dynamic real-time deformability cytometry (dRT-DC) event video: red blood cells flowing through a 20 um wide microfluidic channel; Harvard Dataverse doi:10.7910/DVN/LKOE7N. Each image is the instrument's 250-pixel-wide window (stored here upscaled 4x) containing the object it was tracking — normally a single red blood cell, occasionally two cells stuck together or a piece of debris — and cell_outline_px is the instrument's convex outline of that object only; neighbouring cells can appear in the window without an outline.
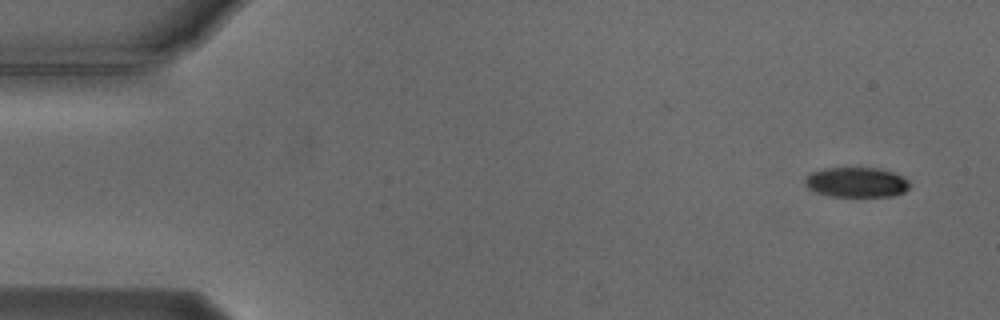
{"species": "Egyptian fruit bat (a non-hibernating species)", "species_latin": "Rousettus aegyptiacus", "temperature_condition": "cold", "stored_images_in_passage": 52, "camera_frame_rate_fps": 3000, "um_per_image_px": 0.085, "animal": {"sex": "male"}, "frame": {"image": 1, "passage_image": 1, "time_ms": 0.0, "image_size_px": [1000, 320], "cell_outline_px": [[908, 188], [904, 192], [892, 196], [828, 196], [816, 192], [808, 188], [804, 184], [804, 180], [812, 172], [824, 168], [856, 164], [880, 168], [904, 176], [908, 180]], "centroid_in_image_um": [72.78, 15.43], "position_along_channel_um": 12.2, "area_um2": 19.07}}
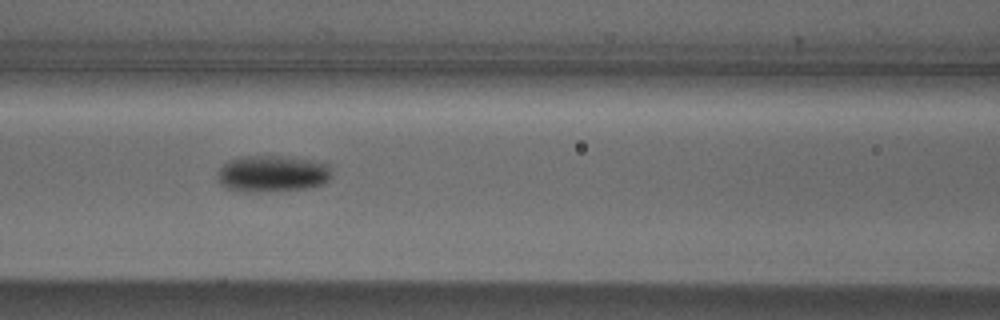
{"frame": {"image": 2, "passage_image": 21, "time_ms": 6.667, "image_size_px": [1000, 320], "cell_outline_px": [[332, 176], [324, 184], [308, 188], [260, 192], [244, 192], [224, 188], [216, 176], [220, 168], [228, 160], [240, 156], [284, 156], [312, 160], [328, 164], [332, 168]], "centroid_in_image_um": [23.15, 14.76], "position_along_channel_um": 143.4, "area_um2": 24.74}}
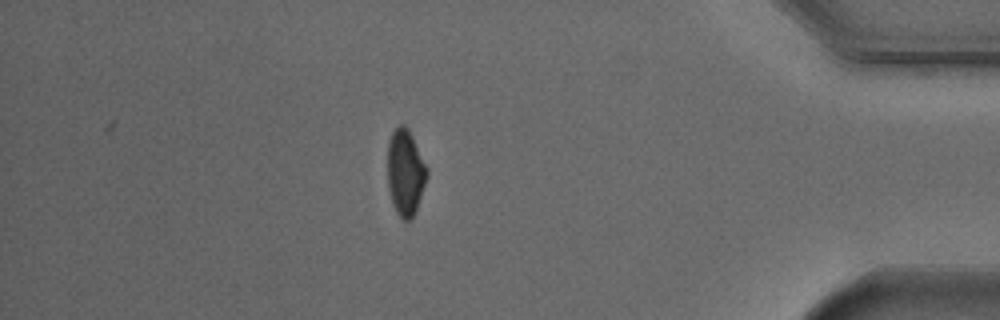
{"frame": {"image": 3, "passage_image": 45, "time_ms": 14.667, "image_size_px": [1000, 320], "cell_outline_px": [[428, 176], [416, 212], [412, 220], [404, 220], [396, 212], [392, 204], [388, 188], [388, 144], [392, 132], [400, 124], [404, 124], [408, 128], [428, 168]], "centroid_in_image_um": [34.47, 14.69], "position_along_channel_um": 400.7, "area_um2": 19.94}, "authors_computed_cell_mechanics": {"area_um2": 20.7791, "velocity_mm_per_s": 3.7578, "shape_relaxation_time_tau1_ms": 1.7944, "shape_relaxation_time_tau2_ms": null, "deformation_change_tau1": 0.1031, "deformation_change_tau2": null}}